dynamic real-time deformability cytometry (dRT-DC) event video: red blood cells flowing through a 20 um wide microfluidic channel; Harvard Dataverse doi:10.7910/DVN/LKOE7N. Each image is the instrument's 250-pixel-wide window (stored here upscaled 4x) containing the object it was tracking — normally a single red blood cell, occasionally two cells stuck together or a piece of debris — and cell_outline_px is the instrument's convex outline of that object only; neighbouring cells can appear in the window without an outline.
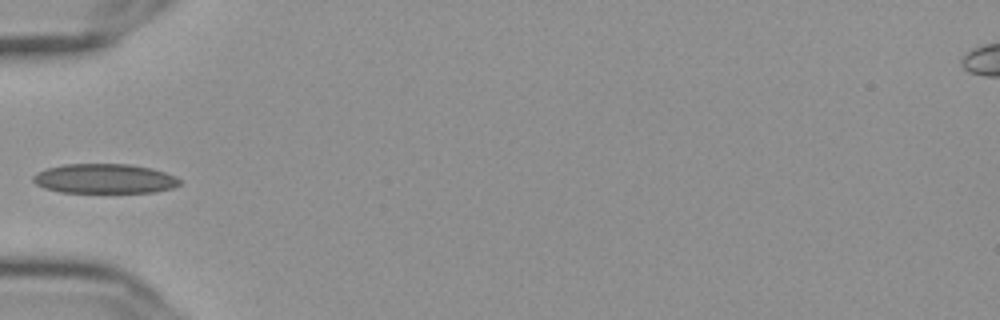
{"species": "Egyptian fruit bat (a non-hibernating species)", "species_latin": "Rousettus aegyptiacus", "temperature_condition": "cold", "stored_images_in_passage": 38, "camera_frame_rate_fps": 3000, "um_per_image_px": 0.085, "frame": {"image": 1, "passage_image": 1, "time_ms": 0.0, "image_size_px": [1000, 320], "cell_outline_px": [[180, 184], [172, 188], [156, 192], [60, 192], [44, 188], [36, 184], [32, 180], [32, 176], [36, 172], [48, 168], [64, 164], [132, 164], [152, 168], [176, 176], [180, 180]], "centroid_in_image_um": [8.88, 15.18], "position_along_channel_um": 76.1, "area_um2": 25.37}}
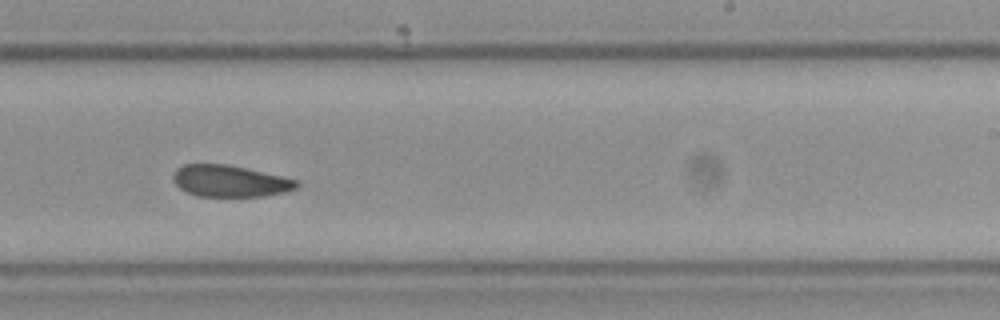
{"frame": {"image": 2, "passage_image": 17, "time_ms": 5.333, "image_size_px": [1000, 320], "cell_outline_px": [[300, 184], [296, 188], [284, 192], [264, 196], [196, 196], [184, 192], [172, 180], [172, 176], [176, 168], [184, 164], [224, 164], [244, 168], [280, 176], [296, 180]], "centroid_in_image_um": [19.48, 15.4], "position_along_channel_um": 269.5, "area_um2": 22.6}}
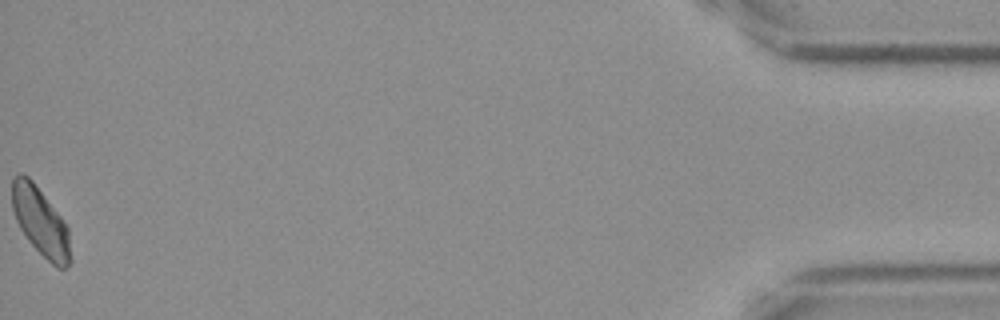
{"frame": {"image": 3, "passage_image": 38, "time_ms": 12.333, "image_size_px": [1000, 320], "cell_outline_px": [[72, 260], [64, 268], [56, 268], [28, 240], [20, 228], [16, 220], [12, 208], [12, 176], [16, 172], [20, 172], [28, 176], [32, 180], [60, 216], [68, 228]], "centroid_in_image_um": [3.43, 18.82], "position_along_channel_um": 431.8, "area_um2": 23.18}, "authors_computed_cell_mechanics": {"area_um2": 23.698, "velocity_mm_per_s": 3.6149, "shape_relaxation_time_tau1_ms": null, "shape_relaxation_time_tau2_ms": 4.4882, "deformation_change_tau1": null, "deformation_change_tau2": 0.0887}}